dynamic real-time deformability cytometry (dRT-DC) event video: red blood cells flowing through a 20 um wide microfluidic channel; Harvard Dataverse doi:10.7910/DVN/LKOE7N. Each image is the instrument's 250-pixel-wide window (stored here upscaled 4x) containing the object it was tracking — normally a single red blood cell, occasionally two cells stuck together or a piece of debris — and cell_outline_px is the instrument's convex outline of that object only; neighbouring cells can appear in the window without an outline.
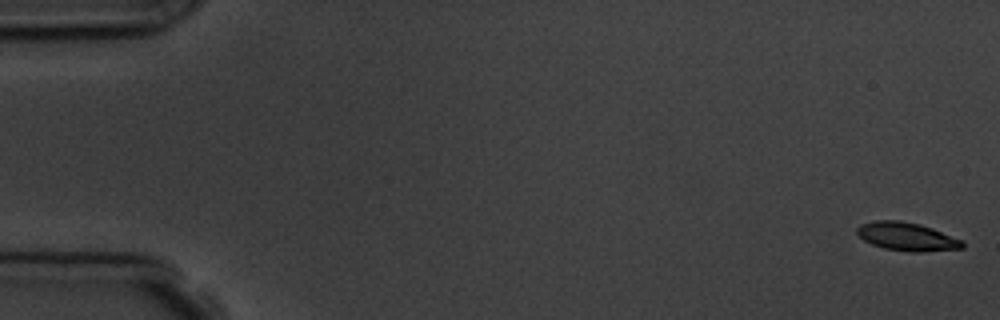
{"species": "common noctule bat (a hibernating species)", "species_latin": "Nyctalus noctula", "temperature_condition": "room temperature", "stored_images_in_passage": 9, "camera_frame_rate_fps": 3000, "um_per_image_px": 0.085, "animal": {"sex": "male", "body_mass_g": 19.5, "forearm_length_mm": 54.6}, "frame": {"image": 1, "passage_image": 1, "time_ms": 0.0, "image_size_px": [1000, 320], "cell_outline_px": [[964, 248], [920, 252], [908, 252], [884, 248], [872, 244], [864, 240], [856, 232], [856, 228], [860, 224], [876, 220], [900, 220], [920, 224], [932, 228], [964, 240]], "centroid_in_image_um": [77.1, 20.11], "position_along_channel_um": 7.9, "area_um2": 17.51}}
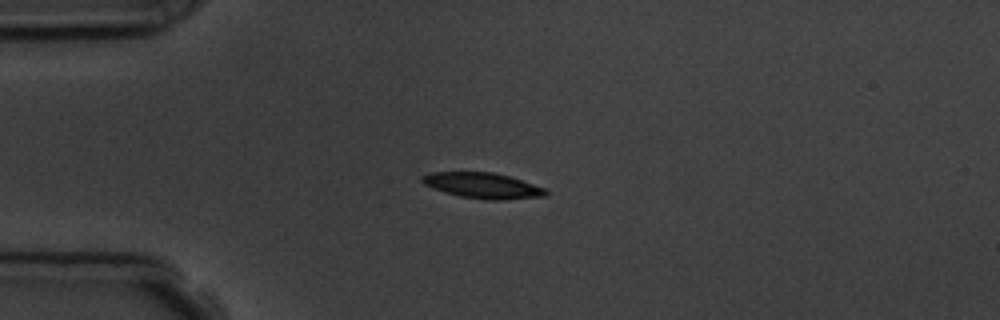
{"frame": {"image": 2, "passage_image": 4, "time_ms": 4.333, "image_size_px": [1000, 320], "cell_outline_px": [[548, 192], [544, 196], [504, 200], [488, 200], [460, 196], [444, 192], [432, 188], [424, 184], [420, 180], [420, 176], [432, 172], [492, 172], [508, 176], [544, 188]], "centroid_in_image_um": [40.97, 15.77], "position_along_channel_um": 44.0, "area_um2": 18.32}}